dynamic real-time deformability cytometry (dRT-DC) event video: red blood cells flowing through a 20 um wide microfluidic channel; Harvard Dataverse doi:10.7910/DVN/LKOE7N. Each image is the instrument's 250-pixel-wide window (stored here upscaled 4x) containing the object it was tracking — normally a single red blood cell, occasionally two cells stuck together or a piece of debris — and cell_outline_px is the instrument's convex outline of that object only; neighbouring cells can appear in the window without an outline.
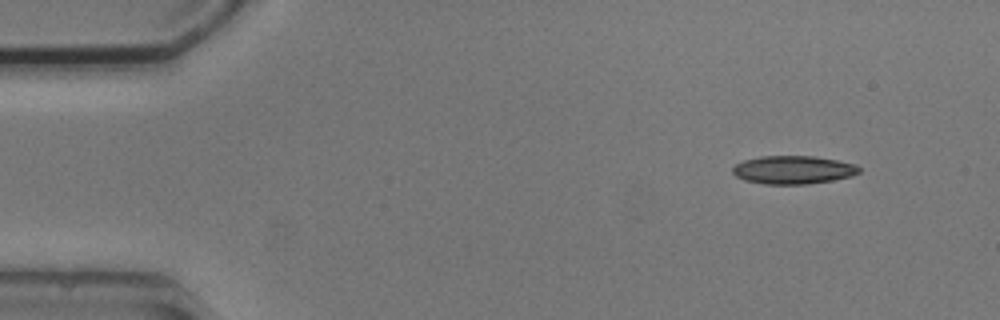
{"species": "common noctule bat (a hibernating species)", "species_latin": "Nyctalus noctula", "temperature_condition": "cold", "stored_images_in_passage": 5, "camera_frame_rate_fps": 3000, "um_per_image_px": 0.085, "animal": {"sex": "male", "body_mass_g": 20.5, "forearm_length_mm": 52.5}, "frame": {"image": 1, "passage_image": 1, "time_ms": 0.0, "image_size_px": [1000, 320], "cell_outline_px": [[860, 172], [852, 176], [832, 180], [808, 184], [764, 184], [744, 180], [736, 176], [732, 172], [732, 168], [736, 164], [744, 160], [760, 156], [816, 156], [856, 164], [860, 168]], "centroid_in_image_um": [67.42, 14.43], "position_along_channel_um": 17.6, "area_um2": 20.87}}